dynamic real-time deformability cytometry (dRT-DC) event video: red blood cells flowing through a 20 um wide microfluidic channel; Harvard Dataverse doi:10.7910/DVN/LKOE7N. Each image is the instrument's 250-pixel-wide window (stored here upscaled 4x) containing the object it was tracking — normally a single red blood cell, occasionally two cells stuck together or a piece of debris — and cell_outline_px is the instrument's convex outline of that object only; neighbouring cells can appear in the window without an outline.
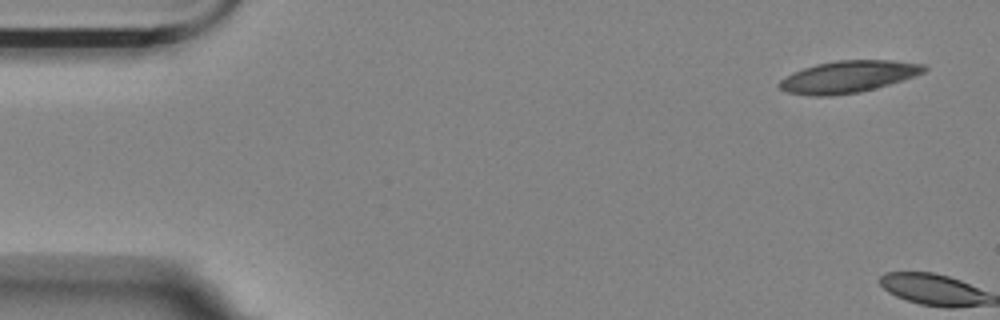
{"species": "Egyptian fruit bat (a non-hibernating species)", "species_latin": "Rousettus aegyptiacus", "temperature_condition": "room temperature", "stored_images_in_passage": 6, "camera_frame_rate_fps": 3000, "um_per_image_px": 0.085, "animal": {"sex": "female"}, "frame": {"image": 1, "passage_image": 1, "time_ms": 0.0, "image_size_px": [1000, 320], "cell_outline_px": [[928, 68], [924, 72], [888, 84], [860, 92], [832, 96], [812, 96], [788, 92], [780, 88], [776, 84], [784, 76], [792, 72], [816, 64], [836, 60], [892, 60], [924, 64]], "centroid_in_image_um": [72.04, 6.52], "position_along_channel_um": 13.0, "area_um2": 26.82}}
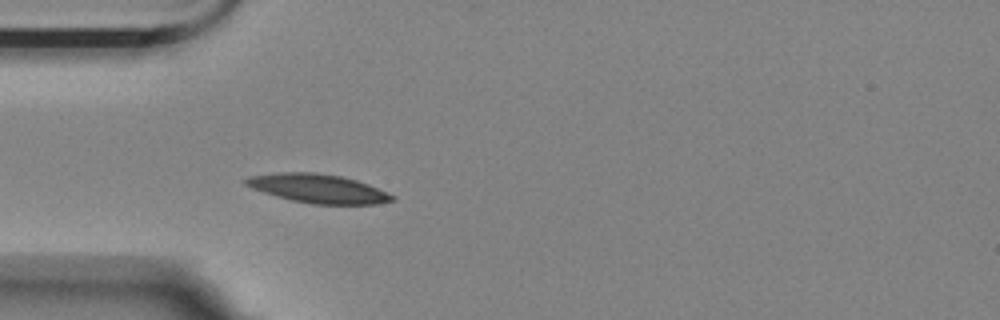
{"frame": {"image": 2, "passage_image": 6, "time_ms": 1.667, "image_size_px": [1000, 320], "cell_outline_px": [[396, 200], [376, 204], [312, 204], [292, 200], [276, 196], [252, 188], [244, 184], [244, 180], [248, 176], [280, 172], [312, 172], [340, 176], [356, 180], [368, 184], [396, 196]], "centroid_in_image_um": [27.04, 16.02], "position_along_channel_um": 58.0, "area_um2": 24.51}}